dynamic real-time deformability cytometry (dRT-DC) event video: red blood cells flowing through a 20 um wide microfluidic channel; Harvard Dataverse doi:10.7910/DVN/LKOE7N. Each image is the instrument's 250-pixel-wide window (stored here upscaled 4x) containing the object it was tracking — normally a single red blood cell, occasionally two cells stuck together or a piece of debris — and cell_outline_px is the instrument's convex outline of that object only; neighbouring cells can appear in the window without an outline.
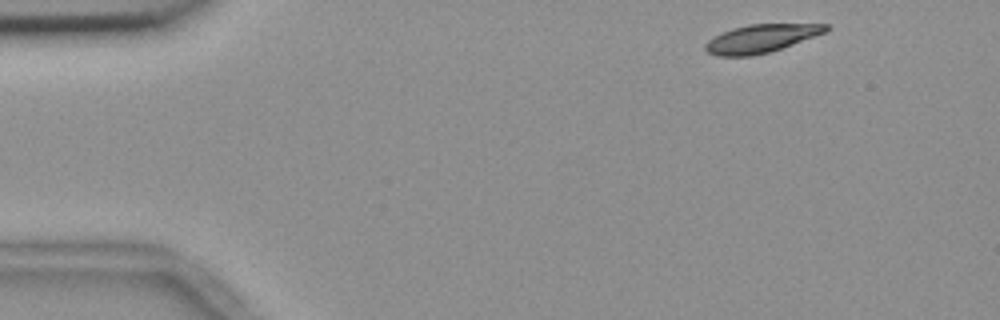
{"species": "common noctule bat (a hibernating species)", "species_latin": "Nyctalus noctula", "temperature_condition": "room temperature", "stored_images_in_passage": 4, "camera_frame_rate_fps": 3000, "um_per_image_px": 0.085, "animal": {"sex": "female", "body_mass_g": 18.4}, "frame": {"image": 1, "passage_image": 1, "time_ms": 0.0, "image_size_px": [1000, 320], "cell_outline_px": [[832, 28], [824, 32], [792, 44], [768, 52], [752, 56], [716, 56], [708, 52], [704, 48], [704, 44], [708, 40], [732, 28], [748, 24], [828, 24]], "centroid_in_image_um": [64.66, 3.27], "position_along_channel_um": 20.3, "area_um2": 19.48}}
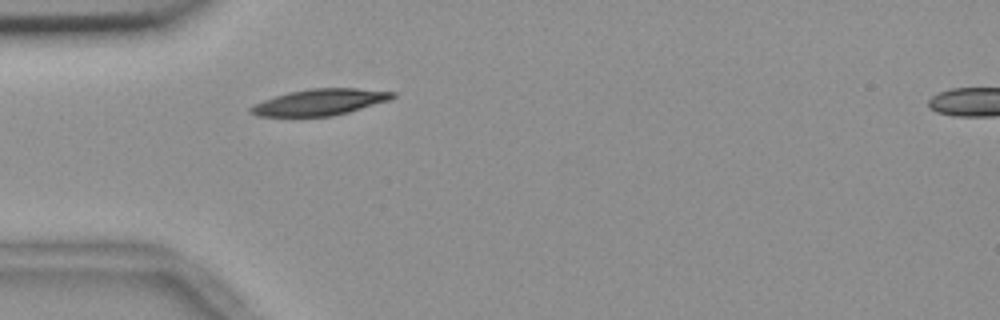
{"frame": {"image": 2, "passage_image": 4, "time_ms": 1.0, "image_size_px": [1000, 320], "cell_outline_px": [[396, 96], [388, 100], [348, 112], [332, 116], [256, 116], [248, 112], [248, 108], [252, 104], [288, 92], [312, 88], [356, 88], [396, 92]], "centroid_in_image_um": [27.14, 8.68], "position_along_channel_um": 57.9, "area_um2": 21.62}}